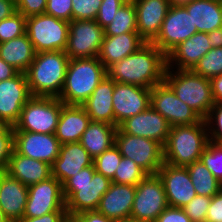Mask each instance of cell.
<instances>
[{"label": "cell", "instance_id": "1", "mask_svg": "<svg viewBox=\"0 0 222 222\" xmlns=\"http://www.w3.org/2000/svg\"><path fill=\"white\" fill-rule=\"evenodd\" d=\"M167 69V56L152 42L107 68V76L118 83L153 88L162 83Z\"/></svg>", "mask_w": 222, "mask_h": 222}, {"label": "cell", "instance_id": "2", "mask_svg": "<svg viewBox=\"0 0 222 222\" xmlns=\"http://www.w3.org/2000/svg\"><path fill=\"white\" fill-rule=\"evenodd\" d=\"M69 60L65 51L36 53L30 67L25 72L30 94L32 96L59 97Z\"/></svg>", "mask_w": 222, "mask_h": 222}, {"label": "cell", "instance_id": "3", "mask_svg": "<svg viewBox=\"0 0 222 222\" xmlns=\"http://www.w3.org/2000/svg\"><path fill=\"white\" fill-rule=\"evenodd\" d=\"M208 141V128L204 119L191 125L172 126L163 147L164 162L186 167L199 161Z\"/></svg>", "mask_w": 222, "mask_h": 222}, {"label": "cell", "instance_id": "4", "mask_svg": "<svg viewBox=\"0 0 222 222\" xmlns=\"http://www.w3.org/2000/svg\"><path fill=\"white\" fill-rule=\"evenodd\" d=\"M106 76L98 57L70 59L58 98L67 105H82Z\"/></svg>", "mask_w": 222, "mask_h": 222}, {"label": "cell", "instance_id": "5", "mask_svg": "<svg viewBox=\"0 0 222 222\" xmlns=\"http://www.w3.org/2000/svg\"><path fill=\"white\" fill-rule=\"evenodd\" d=\"M164 81L171 87L176 96L202 119L207 118L215 104L210 79L200 76L192 70L167 68Z\"/></svg>", "mask_w": 222, "mask_h": 222}, {"label": "cell", "instance_id": "6", "mask_svg": "<svg viewBox=\"0 0 222 222\" xmlns=\"http://www.w3.org/2000/svg\"><path fill=\"white\" fill-rule=\"evenodd\" d=\"M63 105L58 97L32 96L22 108L13 131L55 134Z\"/></svg>", "mask_w": 222, "mask_h": 222}, {"label": "cell", "instance_id": "7", "mask_svg": "<svg viewBox=\"0 0 222 222\" xmlns=\"http://www.w3.org/2000/svg\"><path fill=\"white\" fill-rule=\"evenodd\" d=\"M68 33V21L45 13L26 18V34L36 53L65 51Z\"/></svg>", "mask_w": 222, "mask_h": 222}, {"label": "cell", "instance_id": "8", "mask_svg": "<svg viewBox=\"0 0 222 222\" xmlns=\"http://www.w3.org/2000/svg\"><path fill=\"white\" fill-rule=\"evenodd\" d=\"M115 146L122 157L133 160L147 175L157 174L164 163V148L159 142L129 135L119 127L115 133Z\"/></svg>", "mask_w": 222, "mask_h": 222}, {"label": "cell", "instance_id": "9", "mask_svg": "<svg viewBox=\"0 0 222 222\" xmlns=\"http://www.w3.org/2000/svg\"><path fill=\"white\" fill-rule=\"evenodd\" d=\"M168 206L164 185L158 174L147 175L136 185L130 219L156 222Z\"/></svg>", "mask_w": 222, "mask_h": 222}, {"label": "cell", "instance_id": "10", "mask_svg": "<svg viewBox=\"0 0 222 222\" xmlns=\"http://www.w3.org/2000/svg\"><path fill=\"white\" fill-rule=\"evenodd\" d=\"M111 183V179L95 171L91 182L62 184L67 216L72 218L85 211H96Z\"/></svg>", "mask_w": 222, "mask_h": 222}, {"label": "cell", "instance_id": "11", "mask_svg": "<svg viewBox=\"0 0 222 222\" xmlns=\"http://www.w3.org/2000/svg\"><path fill=\"white\" fill-rule=\"evenodd\" d=\"M197 33L191 15L182 5H170L157 37L152 43L166 56L179 44Z\"/></svg>", "mask_w": 222, "mask_h": 222}, {"label": "cell", "instance_id": "12", "mask_svg": "<svg viewBox=\"0 0 222 222\" xmlns=\"http://www.w3.org/2000/svg\"><path fill=\"white\" fill-rule=\"evenodd\" d=\"M103 38L104 29L96 20H71L65 52L69 59L98 57Z\"/></svg>", "mask_w": 222, "mask_h": 222}, {"label": "cell", "instance_id": "13", "mask_svg": "<svg viewBox=\"0 0 222 222\" xmlns=\"http://www.w3.org/2000/svg\"><path fill=\"white\" fill-rule=\"evenodd\" d=\"M150 105L168 121L171 127L191 125L202 120L192 108L176 96L165 81L151 88Z\"/></svg>", "mask_w": 222, "mask_h": 222}, {"label": "cell", "instance_id": "14", "mask_svg": "<svg viewBox=\"0 0 222 222\" xmlns=\"http://www.w3.org/2000/svg\"><path fill=\"white\" fill-rule=\"evenodd\" d=\"M55 211H66L62 184L53 176L28 187L23 218L41 217Z\"/></svg>", "mask_w": 222, "mask_h": 222}, {"label": "cell", "instance_id": "15", "mask_svg": "<svg viewBox=\"0 0 222 222\" xmlns=\"http://www.w3.org/2000/svg\"><path fill=\"white\" fill-rule=\"evenodd\" d=\"M31 97L25 73L0 81V123L13 127Z\"/></svg>", "mask_w": 222, "mask_h": 222}, {"label": "cell", "instance_id": "16", "mask_svg": "<svg viewBox=\"0 0 222 222\" xmlns=\"http://www.w3.org/2000/svg\"><path fill=\"white\" fill-rule=\"evenodd\" d=\"M150 100L151 89L114 81L112 104L115 126L118 127L127 118L145 111L150 106Z\"/></svg>", "mask_w": 222, "mask_h": 222}, {"label": "cell", "instance_id": "17", "mask_svg": "<svg viewBox=\"0 0 222 222\" xmlns=\"http://www.w3.org/2000/svg\"><path fill=\"white\" fill-rule=\"evenodd\" d=\"M61 143L55 134L13 131V149L25 157L52 165L58 157Z\"/></svg>", "mask_w": 222, "mask_h": 222}, {"label": "cell", "instance_id": "18", "mask_svg": "<svg viewBox=\"0 0 222 222\" xmlns=\"http://www.w3.org/2000/svg\"><path fill=\"white\" fill-rule=\"evenodd\" d=\"M157 174L163 182L170 207L183 208L197 195L186 167L164 162Z\"/></svg>", "mask_w": 222, "mask_h": 222}, {"label": "cell", "instance_id": "19", "mask_svg": "<svg viewBox=\"0 0 222 222\" xmlns=\"http://www.w3.org/2000/svg\"><path fill=\"white\" fill-rule=\"evenodd\" d=\"M124 133L159 142L163 147L167 142L170 124L151 105L143 112L127 118L118 126Z\"/></svg>", "mask_w": 222, "mask_h": 222}, {"label": "cell", "instance_id": "20", "mask_svg": "<svg viewBox=\"0 0 222 222\" xmlns=\"http://www.w3.org/2000/svg\"><path fill=\"white\" fill-rule=\"evenodd\" d=\"M28 187L5 170L0 171V208L9 222L23 218Z\"/></svg>", "mask_w": 222, "mask_h": 222}, {"label": "cell", "instance_id": "21", "mask_svg": "<svg viewBox=\"0 0 222 222\" xmlns=\"http://www.w3.org/2000/svg\"><path fill=\"white\" fill-rule=\"evenodd\" d=\"M132 1L136 10L138 34L146 42H152L159 34L171 4L169 0Z\"/></svg>", "mask_w": 222, "mask_h": 222}, {"label": "cell", "instance_id": "22", "mask_svg": "<svg viewBox=\"0 0 222 222\" xmlns=\"http://www.w3.org/2000/svg\"><path fill=\"white\" fill-rule=\"evenodd\" d=\"M93 159L80 142L61 144L58 157L51 165L52 176L61 184L83 168L91 166Z\"/></svg>", "mask_w": 222, "mask_h": 222}, {"label": "cell", "instance_id": "23", "mask_svg": "<svg viewBox=\"0 0 222 222\" xmlns=\"http://www.w3.org/2000/svg\"><path fill=\"white\" fill-rule=\"evenodd\" d=\"M135 192L136 186L112 182L96 211L116 221L130 219Z\"/></svg>", "mask_w": 222, "mask_h": 222}, {"label": "cell", "instance_id": "24", "mask_svg": "<svg viewBox=\"0 0 222 222\" xmlns=\"http://www.w3.org/2000/svg\"><path fill=\"white\" fill-rule=\"evenodd\" d=\"M208 41L207 33L197 32L193 34L167 55V68L192 70L211 49Z\"/></svg>", "mask_w": 222, "mask_h": 222}, {"label": "cell", "instance_id": "25", "mask_svg": "<svg viewBox=\"0 0 222 222\" xmlns=\"http://www.w3.org/2000/svg\"><path fill=\"white\" fill-rule=\"evenodd\" d=\"M5 171L27 187L52 177L50 164L25 157L14 149L11 151Z\"/></svg>", "mask_w": 222, "mask_h": 222}, {"label": "cell", "instance_id": "26", "mask_svg": "<svg viewBox=\"0 0 222 222\" xmlns=\"http://www.w3.org/2000/svg\"><path fill=\"white\" fill-rule=\"evenodd\" d=\"M146 41L138 32L123 33L117 36H104L98 59L107 69L115 62L133 54Z\"/></svg>", "mask_w": 222, "mask_h": 222}, {"label": "cell", "instance_id": "27", "mask_svg": "<svg viewBox=\"0 0 222 222\" xmlns=\"http://www.w3.org/2000/svg\"><path fill=\"white\" fill-rule=\"evenodd\" d=\"M91 119L82 105L64 104L55 136L61 144L79 142Z\"/></svg>", "mask_w": 222, "mask_h": 222}, {"label": "cell", "instance_id": "28", "mask_svg": "<svg viewBox=\"0 0 222 222\" xmlns=\"http://www.w3.org/2000/svg\"><path fill=\"white\" fill-rule=\"evenodd\" d=\"M113 92L114 80L106 76L82 104L91 121L106 122L115 126Z\"/></svg>", "mask_w": 222, "mask_h": 222}, {"label": "cell", "instance_id": "29", "mask_svg": "<svg viewBox=\"0 0 222 222\" xmlns=\"http://www.w3.org/2000/svg\"><path fill=\"white\" fill-rule=\"evenodd\" d=\"M182 6L191 15L197 32L208 33L222 27V3L211 0H193Z\"/></svg>", "mask_w": 222, "mask_h": 222}, {"label": "cell", "instance_id": "30", "mask_svg": "<svg viewBox=\"0 0 222 222\" xmlns=\"http://www.w3.org/2000/svg\"><path fill=\"white\" fill-rule=\"evenodd\" d=\"M118 127L106 122L91 121L83 132L80 144L95 159L115 144V133Z\"/></svg>", "mask_w": 222, "mask_h": 222}, {"label": "cell", "instance_id": "31", "mask_svg": "<svg viewBox=\"0 0 222 222\" xmlns=\"http://www.w3.org/2000/svg\"><path fill=\"white\" fill-rule=\"evenodd\" d=\"M35 54L36 52L26 33L18 38L0 43V58L20 73H25L30 67Z\"/></svg>", "mask_w": 222, "mask_h": 222}, {"label": "cell", "instance_id": "32", "mask_svg": "<svg viewBox=\"0 0 222 222\" xmlns=\"http://www.w3.org/2000/svg\"><path fill=\"white\" fill-rule=\"evenodd\" d=\"M186 168L197 195L213 197L222 189V183L214 177L201 160L187 165Z\"/></svg>", "mask_w": 222, "mask_h": 222}, {"label": "cell", "instance_id": "33", "mask_svg": "<svg viewBox=\"0 0 222 222\" xmlns=\"http://www.w3.org/2000/svg\"><path fill=\"white\" fill-rule=\"evenodd\" d=\"M130 32H138L136 10L132 0H128L118 9L111 23L104 28V36Z\"/></svg>", "mask_w": 222, "mask_h": 222}, {"label": "cell", "instance_id": "34", "mask_svg": "<svg viewBox=\"0 0 222 222\" xmlns=\"http://www.w3.org/2000/svg\"><path fill=\"white\" fill-rule=\"evenodd\" d=\"M192 71L211 79L222 74V47L211 48L194 66Z\"/></svg>", "mask_w": 222, "mask_h": 222}, {"label": "cell", "instance_id": "35", "mask_svg": "<svg viewBox=\"0 0 222 222\" xmlns=\"http://www.w3.org/2000/svg\"><path fill=\"white\" fill-rule=\"evenodd\" d=\"M146 176L147 174L133 160L122 157L111 181L116 184L136 186Z\"/></svg>", "mask_w": 222, "mask_h": 222}, {"label": "cell", "instance_id": "36", "mask_svg": "<svg viewBox=\"0 0 222 222\" xmlns=\"http://www.w3.org/2000/svg\"><path fill=\"white\" fill-rule=\"evenodd\" d=\"M121 159L122 155L114 144L111 148L93 159L95 171L105 177H108L109 179H112L115 175L118 165L121 162Z\"/></svg>", "mask_w": 222, "mask_h": 222}, {"label": "cell", "instance_id": "37", "mask_svg": "<svg viewBox=\"0 0 222 222\" xmlns=\"http://www.w3.org/2000/svg\"><path fill=\"white\" fill-rule=\"evenodd\" d=\"M26 33V17L16 11L0 21V43L18 38Z\"/></svg>", "mask_w": 222, "mask_h": 222}, {"label": "cell", "instance_id": "38", "mask_svg": "<svg viewBox=\"0 0 222 222\" xmlns=\"http://www.w3.org/2000/svg\"><path fill=\"white\" fill-rule=\"evenodd\" d=\"M200 160L214 177L222 183V144L208 141Z\"/></svg>", "mask_w": 222, "mask_h": 222}, {"label": "cell", "instance_id": "39", "mask_svg": "<svg viewBox=\"0 0 222 222\" xmlns=\"http://www.w3.org/2000/svg\"><path fill=\"white\" fill-rule=\"evenodd\" d=\"M72 20H96L102 0H72Z\"/></svg>", "mask_w": 222, "mask_h": 222}, {"label": "cell", "instance_id": "40", "mask_svg": "<svg viewBox=\"0 0 222 222\" xmlns=\"http://www.w3.org/2000/svg\"><path fill=\"white\" fill-rule=\"evenodd\" d=\"M205 121L208 128L209 140L218 144H222V103L221 102H215Z\"/></svg>", "mask_w": 222, "mask_h": 222}, {"label": "cell", "instance_id": "41", "mask_svg": "<svg viewBox=\"0 0 222 222\" xmlns=\"http://www.w3.org/2000/svg\"><path fill=\"white\" fill-rule=\"evenodd\" d=\"M212 197L196 195L183 210L192 222H205Z\"/></svg>", "mask_w": 222, "mask_h": 222}, {"label": "cell", "instance_id": "42", "mask_svg": "<svg viewBox=\"0 0 222 222\" xmlns=\"http://www.w3.org/2000/svg\"><path fill=\"white\" fill-rule=\"evenodd\" d=\"M13 149V127L0 123V171L5 170Z\"/></svg>", "mask_w": 222, "mask_h": 222}, {"label": "cell", "instance_id": "43", "mask_svg": "<svg viewBox=\"0 0 222 222\" xmlns=\"http://www.w3.org/2000/svg\"><path fill=\"white\" fill-rule=\"evenodd\" d=\"M128 0H102L96 22L104 29L111 23L118 9Z\"/></svg>", "mask_w": 222, "mask_h": 222}, {"label": "cell", "instance_id": "44", "mask_svg": "<svg viewBox=\"0 0 222 222\" xmlns=\"http://www.w3.org/2000/svg\"><path fill=\"white\" fill-rule=\"evenodd\" d=\"M72 5V0H47L45 14L70 22Z\"/></svg>", "mask_w": 222, "mask_h": 222}, {"label": "cell", "instance_id": "45", "mask_svg": "<svg viewBox=\"0 0 222 222\" xmlns=\"http://www.w3.org/2000/svg\"><path fill=\"white\" fill-rule=\"evenodd\" d=\"M16 11L23 16L30 17L44 14L47 6V0H16Z\"/></svg>", "mask_w": 222, "mask_h": 222}, {"label": "cell", "instance_id": "46", "mask_svg": "<svg viewBox=\"0 0 222 222\" xmlns=\"http://www.w3.org/2000/svg\"><path fill=\"white\" fill-rule=\"evenodd\" d=\"M156 222H192L183 208L168 206L157 218Z\"/></svg>", "mask_w": 222, "mask_h": 222}, {"label": "cell", "instance_id": "47", "mask_svg": "<svg viewBox=\"0 0 222 222\" xmlns=\"http://www.w3.org/2000/svg\"><path fill=\"white\" fill-rule=\"evenodd\" d=\"M205 222H222V190L212 197Z\"/></svg>", "mask_w": 222, "mask_h": 222}, {"label": "cell", "instance_id": "48", "mask_svg": "<svg viewBox=\"0 0 222 222\" xmlns=\"http://www.w3.org/2000/svg\"><path fill=\"white\" fill-rule=\"evenodd\" d=\"M74 222H118L97 211H85L72 217Z\"/></svg>", "mask_w": 222, "mask_h": 222}, {"label": "cell", "instance_id": "49", "mask_svg": "<svg viewBox=\"0 0 222 222\" xmlns=\"http://www.w3.org/2000/svg\"><path fill=\"white\" fill-rule=\"evenodd\" d=\"M68 218L66 211H55L35 218H22L17 222H64Z\"/></svg>", "mask_w": 222, "mask_h": 222}, {"label": "cell", "instance_id": "50", "mask_svg": "<svg viewBox=\"0 0 222 222\" xmlns=\"http://www.w3.org/2000/svg\"><path fill=\"white\" fill-rule=\"evenodd\" d=\"M95 172L94 164L83 168L81 171L77 172L74 176L67 179L63 184H84L91 182Z\"/></svg>", "mask_w": 222, "mask_h": 222}, {"label": "cell", "instance_id": "51", "mask_svg": "<svg viewBox=\"0 0 222 222\" xmlns=\"http://www.w3.org/2000/svg\"><path fill=\"white\" fill-rule=\"evenodd\" d=\"M16 12L14 0H0V21Z\"/></svg>", "mask_w": 222, "mask_h": 222}, {"label": "cell", "instance_id": "52", "mask_svg": "<svg viewBox=\"0 0 222 222\" xmlns=\"http://www.w3.org/2000/svg\"><path fill=\"white\" fill-rule=\"evenodd\" d=\"M210 81L214 101L222 103V74L212 77Z\"/></svg>", "mask_w": 222, "mask_h": 222}, {"label": "cell", "instance_id": "53", "mask_svg": "<svg viewBox=\"0 0 222 222\" xmlns=\"http://www.w3.org/2000/svg\"><path fill=\"white\" fill-rule=\"evenodd\" d=\"M18 73V70L0 58V81L10 79Z\"/></svg>", "mask_w": 222, "mask_h": 222}, {"label": "cell", "instance_id": "54", "mask_svg": "<svg viewBox=\"0 0 222 222\" xmlns=\"http://www.w3.org/2000/svg\"><path fill=\"white\" fill-rule=\"evenodd\" d=\"M208 43L211 48L222 47V27L217 28L211 32H208Z\"/></svg>", "mask_w": 222, "mask_h": 222}, {"label": "cell", "instance_id": "55", "mask_svg": "<svg viewBox=\"0 0 222 222\" xmlns=\"http://www.w3.org/2000/svg\"><path fill=\"white\" fill-rule=\"evenodd\" d=\"M193 0H169L170 4L172 5H184L186 3H189Z\"/></svg>", "mask_w": 222, "mask_h": 222}, {"label": "cell", "instance_id": "56", "mask_svg": "<svg viewBox=\"0 0 222 222\" xmlns=\"http://www.w3.org/2000/svg\"><path fill=\"white\" fill-rule=\"evenodd\" d=\"M0 222H9L8 219L4 216L1 208H0Z\"/></svg>", "mask_w": 222, "mask_h": 222}, {"label": "cell", "instance_id": "57", "mask_svg": "<svg viewBox=\"0 0 222 222\" xmlns=\"http://www.w3.org/2000/svg\"><path fill=\"white\" fill-rule=\"evenodd\" d=\"M118 222H146V221H137V220H133V219H126V220L118 221Z\"/></svg>", "mask_w": 222, "mask_h": 222}, {"label": "cell", "instance_id": "58", "mask_svg": "<svg viewBox=\"0 0 222 222\" xmlns=\"http://www.w3.org/2000/svg\"><path fill=\"white\" fill-rule=\"evenodd\" d=\"M64 222H74V220L70 217H68Z\"/></svg>", "mask_w": 222, "mask_h": 222}, {"label": "cell", "instance_id": "59", "mask_svg": "<svg viewBox=\"0 0 222 222\" xmlns=\"http://www.w3.org/2000/svg\"><path fill=\"white\" fill-rule=\"evenodd\" d=\"M211 1H216V2L222 3V0H211Z\"/></svg>", "mask_w": 222, "mask_h": 222}]
</instances>
